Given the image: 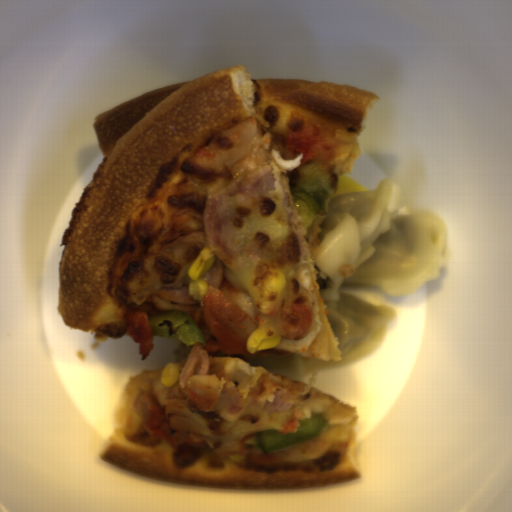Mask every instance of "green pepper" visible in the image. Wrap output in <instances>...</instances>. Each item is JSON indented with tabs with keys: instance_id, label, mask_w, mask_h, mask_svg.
Segmentation results:
<instances>
[{
	"instance_id": "obj_1",
	"label": "green pepper",
	"mask_w": 512,
	"mask_h": 512,
	"mask_svg": "<svg viewBox=\"0 0 512 512\" xmlns=\"http://www.w3.org/2000/svg\"><path fill=\"white\" fill-rule=\"evenodd\" d=\"M153 335L157 337L174 338L185 346L200 342L205 345L203 334L187 312L181 309H162L151 313L149 319Z\"/></svg>"
},
{
	"instance_id": "obj_2",
	"label": "green pepper",
	"mask_w": 512,
	"mask_h": 512,
	"mask_svg": "<svg viewBox=\"0 0 512 512\" xmlns=\"http://www.w3.org/2000/svg\"><path fill=\"white\" fill-rule=\"evenodd\" d=\"M299 431L281 433L276 429H268L256 433V446L265 454L302 442L318 438L328 426L322 413H313L308 419L299 420Z\"/></svg>"
}]
</instances>
